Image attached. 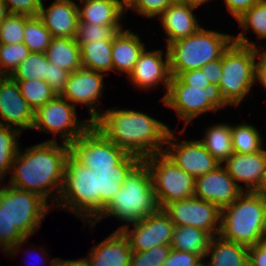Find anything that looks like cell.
Here are the masks:
<instances>
[{
  "mask_svg": "<svg viewBox=\"0 0 266 266\" xmlns=\"http://www.w3.org/2000/svg\"><path fill=\"white\" fill-rule=\"evenodd\" d=\"M46 141L18 153L10 170L8 185L43 197L54 208L60 195L69 144ZM53 194V195H52ZM55 203V204H54Z\"/></svg>",
  "mask_w": 266,
  "mask_h": 266,
  "instance_id": "6da1fadb",
  "label": "cell"
},
{
  "mask_svg": "<svg viewBox=\"0 0 266 266\" xmlns=\"http://www.w3.org/2000/svg\"><path fill=\"white\" fill-rule=\"evenodd\" d=\"M107 140L142 160L164 153L170 127L150 115L133 109L107 108L93 122Z\"/></svg>",
  "mask_w": 266,
  "mask_h": 266,
  "instance_id": "7a4b0ae2",
  "label": "cell"
},
{
  "mask_svg": "<svg viewBox=\"0 0 266 266\" xmlns=\"http://www.w3.org/2000/svg\"><path fill=\"white\" fill-rule=\"evenodd\" d=\"M158 209L151 173L142 161L128 175L101 215L90 223V228L95 229L96 224L102 219L114 217L121 223H125L116 229V231H121L124 227L154 214Z\"/></svg>",
  "mask_w": 266,
  "mask_h": 266,
  "instance_id": "3957f363",
  "label": "cell"
},
{
  "mask_svg": "<svg viewBox=\"0 0 266 266\" xmlns=\"http://www.w3.org/2000/svg\"><path fill=\"white\" fill-rule=\"evenodd\" d=\"M265 194L243 191L221 210L219 236L224 240L252 247L266 235Z\"/></svg>",
  "mask_w": 266,
  "mask_h": 266,
  "instance_id": "277c9868",
  "label": "cell"
},
{
  "mask_svg": "<svg viewBox=\"0 0 266 266\" xmlns=\"http://www.w3.org/2000/svg\"><path fill=\"white\" fill-rule=\"evenodd\" d=\"M69 211L80 220L93 223L100 216V193H96L95 172L71 153L67 157L64 180L54 208Z\"/></svg>",
  "mask_w": 266,
  "mask_h": 266,
  "instance_id": "5b68a950",
  "label": "cell"
},
{
  "mask_svg": "<svg viewBox=\"0 0 266 266\" xmlns=\"http://www.w3.org/2000/svg\"><path fill=\"white\" fill-rule=\"evenodd\" d=\"M233 41V34L208 30L202 26L195 34L168 44L171 76L202 68L210 61L219 59Z\"/></svg>",
  "mask_w": 266,
  "mask_h": 266,
  "instance_id": "8992f818",
  "label": "cell"
},
{
  "mask_svg": "<svg viewBox=\"0 0 266 266\" xmlns=\"http://www.w3.org/2000/svg\"><path fill=\"white\" fill-rule=\"evenodd\" d=\"M261 49L244 46L235 42L222 53V75L219 89L225 103L241 104L257 84V70Z\"/></svg>",
  "mask_w": 266,
  "mask_h": 266,
  "instance_id": "52a82bcc",
  "label": "cell"
},
{
  "mask_svg": "<svg viewBox=\"0 0 266 266\" xmlns=\"http://www.w3.org/2000/svg\"><path fill=\"white\" fill-rule=\"evenodd\" d=\"M162 102L176 112L179 122H185L179 134H184L187 125L201 114L209 111L215 113L227 106L218 85L210 83L205 89L189 86L177 76H171L168 92Z\"/></svg>",
  "mask_w": 266,
  "mask_h": 266,
  "instance_id": "ba28073f",
  "label": "cell"
},
{
  "mask_svg": "<svg viewBox=\"0 0 266 266\" xmlns=\"http://www.w3.org/2000/svg\"><path fill=\"white\" fill-rule=\"evenodd\" d=\"M148 167L157 204H166L194 197L195 178L178 167L165 153L150 155L143 159Z\"/></svg>",
  "mask_w": 266,
  "mask_h": 266,
  "instance_id": "9c48e42d",
  "label": "cell"
},
{
  "mask_svg": "<svg viewBox=\"0 0 266 266\" xmlns=\"http://www.w3.org/2000/svg\"><path fill=\"white\" fill-rule=\"evenodd\" d=\"M76 111L72 103L57 95L34 112L32 130H40L55 136V139L47 141L57 142L60 138L61 142L70 145L92 125L89 119H78Z\"/></svg>",
  "mask_w": 266,
  "mask_h": 266,
  "instance_id": "30bf717a",
  "label": "cell"
},
{
  "mask_svg": "<svg viewBox=\"0 0 266 266\" xmlns=\"http://www.w3.org/2000/svg\"><path fill=\"white\" fill-rule=\"evenodd\" d=\"M0 206L26 238L40 230L44 217L53 209L40 195L10 185L0 194Z\"/></svg>",
  "mask_w": 266,
  "mask_h": 266,
  "instance_id": "8fae6325",
  "label": "cell"
},
{
  "mask_svg": "<svg viewBox=\"0 0 266 266\" xmlns=\"http://www.w3.org/2000/svg\"><path fill=\"white\" fill-rule=\"evenodd\" d=\"M69 146L70 153L91 170L118 165L128 155L92 125Z\"/></svg>",
  "mask_w": 266,
  "mask_h": 266,
  "instance_id": "7c38bea8",
  "label": "cell"
},
{
  "mask_svg": "<svg viewBox=\"0 0 266 266\" xmlns=\"http://www.w3.org/2000/svg\"><path fill=\"white\" fill-rule=\"evenodd\" d=\"M162 209L174 226H193L213 236L219 235L221 210L210 202L191 197L172 201Z\"/></svg>",
  "mask_w": 266,
  "mask_h": 266,
  "instance_id": "4fadbf2b",
  "label": "cell"
},
{
  "mask_svg": "<svg viewBox=\"0 0 266 266\" xmlns=\"http://www.w3.org/2000/svg\"><path fill=\"white\" fill-rule=\"evenodd\" d=\"M174 131H170L164 153L186 173L195 179L215 170L221 163L216 160L199 140L177 141Z\"/></svg>",
  "mask_w": 266,
  "mask_h": 266,
  "instance_id": "5bb4252c",
  "label": "cell"
},
{
  "mask_svg": "<svg viewBox=\"0 0 266 266\" xmlns=\"http://www.w3.org/2000/svg\"><path fill=\"white\" fill-rule=\"evenodd\" d=\"M130 225L121 231L127 237L133 252H143L159 245L171 244L175 226L163 209L159 208L154 214Z\"/></svg>",
  "mask_w": 266,
  "mask_h": 266,
  "instance_id": "9a60e30c",
  "label": "cell"
},
{
  "mask_svg": "<svg viewBox=\"0 0 266 266\" xmlns=\"http://www.w3.org/2000/svg\"><path fill=\"white\" fill-rule=\"evenodd\" d=\"M105 76V74L81 67L69 74L65 89L60 96L75 107L77 104L85 105L89 111V120L93 122L103 112L99 108L98 100L105 90L103 83Z\"/></svg>",
  "mask_w": 266,
  "mask_h": 266,
  "instance_id": "2e32d148",
  "label": "cell"
},
{
  "mask_svg": "<svg viewBox=\"0 0 266 266\" xmlns=\"http://www.w3.org/2000/svg\"><path fill=\"white\" fill-rule=\"evenodd\" d=\"M147 50L148 49L145 48L140 54L139 59L127 79H129L132 85L137 87V89H143V91H149L154 87L158 89L159 84H163L166 91L161 98V101H163L168 92L171 79L168 50L166 47L164 53L165 58L163 57L164 54L162 49Z\"/></svg>",
  "mask_w": 266,
  "mask_h": 266,
  "instance_id": "e0dca14e",
  "label": "cell"
},
{
  "mask_svg": "<svg viewBox=\"0 0 266 266\" xmlns=\"http://www.w3.org/2000/svg\"><path fill=\"white\" fill-rule=\"evenodd\" d=\"M0 125L15 128L21 133L34 125V111L10 76L0 77Z\"/></svg>",
  "mask_w": 266,
  "mask_h": 266,
  "instance_id": "ac0fdd59",
  "label": "cell"
},
{
  "mask_svg": "<svg viewBox=\"0 0 266 266\" xmlns=\"http://www.w3.org/2000/svg\"><path fill=\"white\" fill-rule=\"evenodd\" d=\"M242 192L222 164L195 179L194 197L210 202L220 210L232 204Z\"/></svg>",
  "mask_w": 266,
  "mask_h": 266,
  "instance_id": "d6986e66",
  "label": "cell"
},
{
  "mask_svg": "<svg viewBox=\"0 0 266 266\" xmlns=\"http://www.w3.org/2000/svg\"><path fill=\"white\" fill-rule=\"evenodd\" d=\"M222 165L243 191L262 190L266 181V149L245 154L234 152Z\"/></svg>",
  "mask_w": 266,
  "mask_h": 266,
  "instance_id": "ffe728a7",
  "label": "cell"
},
{
  "mask_svg": "<svg viewBox=\"0 0 266 266\" xmlns=\"http://www.w3.org/2000/svg\"><path fill=\"white\" fill-rule=\"evenodd\" d=\"M38 17L54 38H74L79 22L74 0H54L47 8L42 3Z\"/></svg>",
  "mask_w": 266,
  "mask_h": 266,
  "instance_id": "44dd1931",
  "label": "cell"
},
{
  "mask_svg": "<svg viewBox=\"0 0 266 266\" xmlns=\"http://www.w3.org/2000/svg\"><path fill=\"white\" fill-rule=\"evenodd\" d=\"M197 6L175 1L159 16L166 44L195 34L202 26L193 12ZM167 36V37H166Z\"/></svg>",
  "mask_w": 266,
  "mask_h": 266,
  "instance_id": "7402d4cb",
  "label": "cell"
},
{
  "mask_svg": "<svg viewBox=\"0 0 266 266\" xmlns=\"http://www.w3.org/2000/svg\"><path fill=\"white\" fill-rule=\"evenodd\" d=\"M142 161L138 156L128 154L118 165L92 168V171L95 172L96 193H100V215L119 191L128 175Z\"/></svg>",
  "mask_w": 266,
  "mask_h": 266,
  "instance_id": "603a6c76",
  "label": "cell"
},
{
  "mask_svg": "<svg viewBox=\"0 0 266 266\" xmlns=\"http://www.w3.org/2000/svg\"><path fill=\"white\" fill-rule=\"evenodd\" d=\"M130 248L122 231H113L99 244L92 246L86 256L91 266H130Z\"/></svg>",
  "mask_w": 266,
  "mask_h": 266,
  "instance_id": "cb8c5ba5",
  "label": "cell"
},
{
  "mask_svg": "<svg viewBox=\"0 0 266 266\" xmlns=\"http://www.w3.org/2000/svg\"><path fill=\"white\" fill-rule=\"evenodd\" d=\"M145 48L139 34L125 28L119 31L112 40L113 72L125 73L128 77Z\"/></svg>",
  "mask_w": 266,
  "mask_h": 266,
  "instance_id": "d4e9b609",
  "label": "cell"
},
{
  "mask_svg": "<svg viewBox=\"0 0 266 266\" xmlns=\"http://www.w3.org/2000/svg\"><path fill=\"white\" fill-rule=\"evenodd\" d=\"M79 22L96 25H123L126 9L118 0H78Z\"/></svg>",
  "mask_w": 266,
  "mask_h": 266,
  "instance_id": "484cf974",
  "label": "cell"
},
{
  "mask_svg": "<svg viewBox=\"0 0 266 266\" xmlns=\"http://www.w3.org/2000/svg\"><path fill=\"white\" fill-rule=\"evenodd\" d=\"M209 256L210 261L207 259ZM248 257L247 246L224 240L218 235L212 238L204 259L207 266H248Z\"/></svg>",
  "mask_w": 266,
  "mask_h": 266,
  "instance_id": "4316f807",
  "label": "cell"
},
{
  "mask_svg": "<svg viewBox=\"0 0 266 266\" xmlns=\"http://www.w3.org/2000/svg\"><path fill=\"white\" fill-rule=\"evenodd\" d=\"M213 237L207 231L193 226H175L170 246L172 249L191 252L204 259Z\"/></svg>",
  "mask_w": 266,
  "mask_h": 266,
  "instance_id": "83f0119b",
  "label": "cell"
},
{
  "mask_svg": "<svg viewBox=\"0 0 266 266\" xmlns=\"http://www.w3.org/2000/svg\"><path fill=\"white\" fill-rule=\"evenodd\" d=\"M236 20L243 31L233 35V42L261 49L258 43L246 38V34L251 29L259 40L266 39V0H260Z\"/></svg>",
  "mask_w": 266,
  "mask_h": 266,
  "instance_id": "f1b7e54d",
  "label": "cell"
},
{
  "mask_svg": "<svg viewBox=\"0 0 266 266\" xmlns=\"http://www.w3.org/2000/svg\"><path fill=\"white\" fill-rule=\"evenodd\" d=\"M48 62L72 73L82 67L80 45L74 38H52L45 52Z\"/></svg>",
  "mask_w": 266,
  "mask_h": 266,
  "instance_id": "f546056e",
  "label": "cell"
},
{
  "mask_svg": "<svg viewBox=\"0 0 266 266\" xmlns=\"http://www.w3.org/2000/svg\"><path fill=\"white\" fill-rule=\"evenodd\" d=\"M204 134L199 141L216 160L223 164L234 153L231 124L224 122L211 124Z\"/></svg>",
  "mask_w": 266,
  "mask_h": 266,
  "instance_id": "4dcf8cb0",
  "label": "cell"
},
{
  "mask_svg": "<svg viewBox=\"0 0 266 266\" xmlns=\"http://www.w3.org/2000/svg\"><path fill=\"white\" fill-rule=\"evenodd\" d=\"M82 67L102 74L113 72L112 40L92 41L80 45Z\"/></svg>",
  "mask_w": 266,
  "mask_h": 266,
  "instance_id": "1f68e13d",
  "label": "cell"
},
{
  "mask_svg": "<svg viewBox=\"0 0 266 266\" xmlns=\"http://www.w3.org/2000/svg\"><path fill=\"white\" fill-rule=\"evenodd\" d=\"M233 150L239 154L254 153L264 148L263 136L256 126L248 122L231 124Z\"/></svg>",
  "mask_w": 266,
  "mask_h": 266,
  "instance_id": "d6a6232c",
  "label": "cell"
},
{
  "mask_svg": "<svg viewBox=\"0 0 266 266\" xmlns=\"http://www.w3.org/2000/svg\"><path fill=\"white\" fill-rule=\"evenodd\" d=\"M52 35L38 16L25 15V29L23 43L30 52L45 53Z\"/></svg>",
  "mask_w": 266,
  "mask_h": 266,
  "instance_id": "836d02e7",
  "label": "cell"
},
{
  "mask_svg": "<svg viewBox=\"0 0 266 266\" xmlns=\"http://www.w3.org/2000/svg\"><path fill=\"white\" fill-rule=\"evenodd\" d=\"M16 82L21 95L34 112L57 96L45 80L34 79Z\"/></svg>",
  "mask_w": 266,
  "mask_h": 266,
  "instance_id": "e575fe53",
  "label": "cell"
},
{
  "mask_svg": "<svg viewBox=\"0 0 266 266\" xmlns=\"http://www.w3.org/2000/svg\"><path fill=\"white\" fill-rule=\"evenodd\" d=\"M29 238L13 224L4 208L0 206V249L6 256L14 258Z\"/></svg>",
  "mask_w": 266,
  "mask_h": 266,
  "instance_id": "d590c367",
  "label": "cell"
},
{
  "mask_svg": "<svg viewBox=\"0 0 266 266\" xmlns=\"http://www.w3.org/2000/svg\"><path fill=\"white\" fill-rule=\"evenodd\" d=\"M48 60L45 53L31 52L10 76L14 81L45 80Z\"/></svg>",
  "mask_w": 266,
  "mask_h": 266,
  "instance_id": "8d00e7d4",
  "label": "cell"
},
{
  "mask_svg": "<svg viewBox=\"0 0 266 266\" xmlns=\"http://www.w3.org/2000/svg\"><path fill=\"white\" fill-rule=\"evenodd\" d=\"M21 132L12 127L0 125V172L7 175L18 153Z\"/></svg>",
  "mask_w": 266,
  "mask_h": 266,
  "instance_id": "74e56055",
  "label": "cell"
},
{
  "mask_svg": "<svg viewBox=\"0 0 266 266\" xmlns=\"http://www.w3.org/2000/svg\"><path fill=\"white\" fill-rule=\"evenodd\" d=\"M123 29V25H96L78 22L74 40L79 45L92 42L94 40H113V37Z\"/></svg>",
  "mask_w": 266,
  "mask_h": 266,
  "instance_id": "f35d334b",
  "label": "cell"
},
{
  "mask_svg": "<svg viewBox=\"0 0 266 266\" xmlns=\"http://www.w3.org/2000/svg\"><path fill=\"white\" fill-rule=\"evenodd\" d=\"M30 53L29 48L24 43L9 45L0 43V77L11 76Z\"/></svg>",
  "mask_w": 266,
  "mask_h": 266,
  "instance_id": "ab89813d",
  "label": "cell"
},
{
  "mask_svg": "<svg viewBox=\"0 0 266 266\" xmlns=\"http://www.w3.org/2000/svg\"><path fill=\"white\" fill-rule=\"evenodd\" d=\"M25 15L9 14L0 24V43L9 45L23 43Z\"/></svg>",
  "mask_w": 266,
  "mask_h": 266,
  "instance_id": "60d3db41",
  "label": "cell"
},
{
  "mask_svg": "<svg viewBox=\"0 0 266 266\" xmlns=\"http://www.w3.org/2000/svg\"><path fill=\"white\" fill-rule=\"evenodd\" d=\"M171 249L170 245H159L143 252L132 251L130 266H162Z\"/></svg>",
  "mask_w": 266,
  "mask_h": 266,
  "instance_id": "b9f144b4",
  "label": "cell"
},
{
  "mask_svg": "<svg viewBox=\"0 0 266 266\" xmlns=\"http://www.w3.org/2000/svg\"><path fill=\"white\" fill-rule=\"evenodd\" d=\"M176 0H134L133 3L126 9L134 10L141 16L155 19Z\"/></svg>",
  "mask_w": 266,
  "mask_h": 266,
  "instance_id": "7bdbcfd3",
  "label": "cell"
},
{
  "mask_svg": "<svg viewBox=\"0 0 266 266\" xmlns=\"http://www.w3.org/2000/svg\"><path fill=\"white\" fill-rule=\"evenodd\" d=\"M9 14L38 16L43 0H4Z\"/></svg>",
  "mask_w": 266,
  "mask_h": 266,
  "instance_id": "ee69618b",
  "label": "cell"
},
{
  "mask_svg": "<svg viewBox=\"0 0 266 266\" xmlns=\"http://www.w3.org/2000/svg\"><path fill=\"white\" fill-rule=\"evenodd\" d=\"M69 74L70 72L48 62V71L45 76V81L51 86L57 95H60L65 89Z\"/></svg>",
  "mask_w": 266,
  "mask_h": 266,
  "instance_id": "f6af8a7d",
  "label": "cell"
},
{
  "mask_svg": "<svg viewBox=\"0 0 266 266\" xmlns=\"http://www.w3.org/2000/svg\"><path fill=\"white\" fill-rule=\"evenodd\" d=\"M201 260L194 253L171 249L168 259L164 261L162 266H195Z\"/></svg>",
  "mask_w": 266,
  "mask_h": 266,
  "instance_id": "bcb514c9",
  "label": "cell"
},
{
  "mask_svg": "<svg viewBox=\"0 0 266 266\" xmlns=\"http://www.w3.org/2000/svg\"><path fill=\"white\" fill-rule=\"evenodd\" d=\"M177 77L185 85L202 87L203 89H205L210 84L201 68L185 71L183 73H180Z\"/></svg>",
  "mask_w": 266,
  "mask_h": 266,
  "instance_id": "7dc6e473",
  "label": "cell"
},
{
  "mask_svg": "<svg viewBox=\"0 0 266 266\" xmlns=\"http://www.w3.org/2000/svg\"><path fill=\"white\" fill-rule=\"evenodd\" d=\"M260 0H223L226 9L235 19L239 18L245 11L249 10Z\"/></svg>",
  "mask_w": 266,
  "mask_h": 266,
  "instance_id": "c3c4849f",
  "label": "cell"
},
{
  "mask_svg": "<svg viewBox=\"0 0 266 266\" xmlns=\"http://www.w3.org/2000/svg\"><path fill=\"white\" fill-rule=\"evenodd\" d=\"M201 69L210 83L218 85L222 75V56L219 59L208 62Z\"/></svg>",
  "mask_w": 266,
  "mask_h": 266,
  "instance_id": "681fc988",
  "label": "cell"
},
{
  "mask_svg": "<svg viewBox=\"0 0 266 266\" xmlns=\"http://www.w3.org/2000/svg\"><path fill=\"white\" fill-rule=\"evenodd\" d=\"M248 266H266V250L259 243L249 247Z\"/></svg>",
  "mask_w": 266,
  "mask_h": 266,
  "instance_id": "f907efd6",
  "label": "cell"
},
{
  "mask_svg": "<svg viewBox=\"0 0 266 266\" xmlns=\"http://www.w3.org/2000/svg\"><path fill=\"white\" fill-rule=\"evenodd\" d=\"M261 47L260 59L257 70V81L266 89V48Z\"/></svg>",
  "mask_w": 266,
  "mask_h": 266,
  "instance_id": "816d5d0a",
  "label": "cell"
},
{
  "mask_svg": "<svg viewBox=\"0 0 266 266\" xmlns=\"http://www.w3.org/2000/svg\"><path fill=\"white\" fill-rule=\"evenodd\" d=\"M56 266H91L90 261L87 257L79 259H61L57 257Z\"/></svg>",
  "mask_w": 266,
  "mask_h": 266,
  "instance_id": "f5cc1de1",
  "label": "cell"
},
{
  "mask_svg": "<svg viewBox=\"0 0 266 266\" xmlns=\"http://www.w3.org/2000/svg\"><path fill=\"white\" fill-rule=\"evenodd\" d=\"M9 15L6 3L4 0H0V24L6 19Z\"/></svg>",
  "mask_w": 266,
  "mask_h": 266,
  "instance_id": "db71d44e",
  "label": "cell"
},
{
  "mask_svg": "<svg viewBox=\"0 0 266 266\" xmlns=\"http://www.w3.org/2000/svg\"><path fill=\"white\" fill-rule=\"evenodd\" d=\"M178 2H182V3H188L194 6H201L202 4L204 5L206 2H209L211 0H176Z\"/></svg>",
  "mask_w": 266,
  "mask_h": 266,
  "instance_id": "11a10c76",
  "label": "cell"
},
{
  "mask_svg": "<svg viewBox=\"0 0 266 266\" xmlns=\"http://www.w3.org/2000/svg\"><path fill=\"white\" fill-rule=\"evenodd\" d=\"M6 176V173L0 172V194H2V192L8 187V184L1 186V182L5 183Z\"/></svg>",
  "mask_w": 266,
  "mask_h": 266,
  "instance_id": "9f6ffc18",
  "label": "cell"
},
{
  "mask_svg": "<svg viewBox=\"0 0 266 266\" xmlns=\"http://www.w3.org/2000/svg\"><path fill=\"white\" fill-rule=\"evenodd\" d=\"M34 254H35V253H34ZM37 254H38V253H37ZM41 256L43 257V255H40V259H42ZM40 259H39V256H38V260H40ZM50 259H52V260L46 261V263L49 262V265H50V266H56V260H57V258H50ZM38 260H37V261H38ZM40 261L42 262L43 260H40ZM35 262H36V261H35ZM41 262H40L41 265L38 263V264H39L38 266H44V264H46V263H43V265H42ZM36 266H37V265H36Z\"/></svg>",
  "mask_w": 266,
  "mask_h": 266,
  "instance_id": "6f0895ef",
  "label": "cell"
},
{
  "mask_svg": "<svg viewBox=\"0 0 266 266\" xmlns=\"http://www.w3.org/2000/svg\"><path fill=\"white\" fill-rule=\"evenodd\" d=\"M134 0H118V2L125 8L127 9Z\"/></svg>",
  "mask_w": 266,
  "mask_h": 266,
  "instance_id": "680465c9",
  "label": "cell"
},
{
  "mask_svg": "<svg viewBox=\"0 0 266 266\" xmlns=\"http://www.w3.org/2000/svg\"><path fill=\"white\" fill-rule=\"evenodd\" d=\"M259 244L266 250V235L259 241Z\"/></svg>",
  "mask_w": 266,
  "mask_h": 266,
  "instance_id": "91938a15",
  "label": "cell"
},
{
  "mask_svg": "<svg viewBox=\"0 0 266 266\" xmlns=\"http://www.w3.org/2000/svg\"><path fill=\"white\" fill-rule=\"evenodd\" d=\"M195 266H207L205 259H202L197 265Z\"/></svg>",
  "mask_w": 266,
  "mask_h": 266,
  "instance_id": "94428289",
  "label": "cell"
},
{
  "mask_svg": "<svg viewBox=\"0 0 266 266\" xmlns=\"http://www.w3.org/2000/svg\"><path fill=\"white\" fill-rule=\"evenodd\" d=\"M260 192H262L263 194L266 195V181H265V184L263 185L262 190Z\"/></svg>",
  "mask_w": 266,
  "mask_h": 266,
  "instance_id": "6125c7cd",
  "label": "cell"
}]
</instances>
